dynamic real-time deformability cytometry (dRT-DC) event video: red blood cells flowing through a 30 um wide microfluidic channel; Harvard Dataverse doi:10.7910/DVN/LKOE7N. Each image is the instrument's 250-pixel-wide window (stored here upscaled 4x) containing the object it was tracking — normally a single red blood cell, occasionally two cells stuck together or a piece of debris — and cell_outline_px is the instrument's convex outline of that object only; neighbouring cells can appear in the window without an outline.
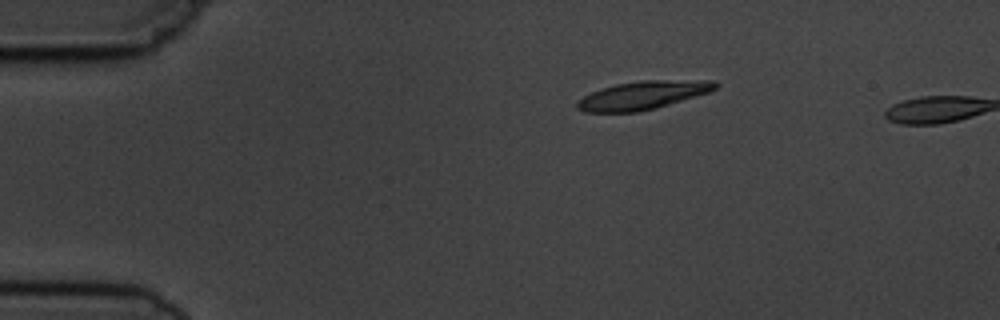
{"species": "common noctule bat (a hibernating species)", "species_latin": "Nyctalus noctula", "temperature_condition": "cold", "stored_images_in_passage": 2, "camera_frame_rate_fps": 3000, "um_per_image_px": 0.085, "animal": {"sex": "male", "body_mass_g": 19.5, "forearm_length_mm": 54.6}, "frame": {"image": 1, "passage_image": 1, "time_ms": 0.0, "image_size_px": [1000, 320], "cell_outline_px": [[720, 84], [712, 92], [656, 108], [636, 112], [584, 112], [576, 108], [576, 104], [584, 96], [600, 88], [616, 84], [640, 80], [716, 80]], "centroid_in_image_um": [54.7, 8.08], "position_along_channel_um": 30.3, "area_um2": 23.0}}